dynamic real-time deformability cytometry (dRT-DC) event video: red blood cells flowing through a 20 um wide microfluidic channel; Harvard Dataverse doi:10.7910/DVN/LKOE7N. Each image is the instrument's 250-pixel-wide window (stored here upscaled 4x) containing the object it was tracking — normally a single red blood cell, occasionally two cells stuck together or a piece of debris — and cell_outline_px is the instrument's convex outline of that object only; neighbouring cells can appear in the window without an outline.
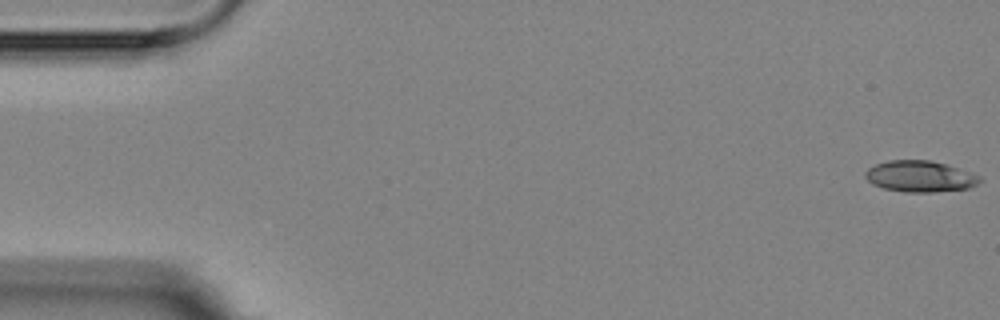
{"species": "Egyptian fruit bat (a non-hibernating species)", "species_latin": "Rousettus aegyptiacus", "temperature_condition": "room temperature", "stored_images_in_passage": 6, "camera_frame_rate_fps": 3000, "um_per_image_px": 0.085, "animal": {"sex": "female"}, "frame": {"image": 1, "passage_image": 1, "time_ms": 0.0, "image_size_px": [1000, 320], "cell_outline_px": [[984, 180], [968, 188], [936, 192], [904, 192], [884, 188], [872, 184], [864, 176], [864, 172], [868, 168], [876, 164], [888, 160], [928, 160], [944, 164], [972, 172], [980, 176]], "centroid_in_image_um": [78.2, 14.99], "position_along_channel_um": 6.8, "area_um2": 20.87}}
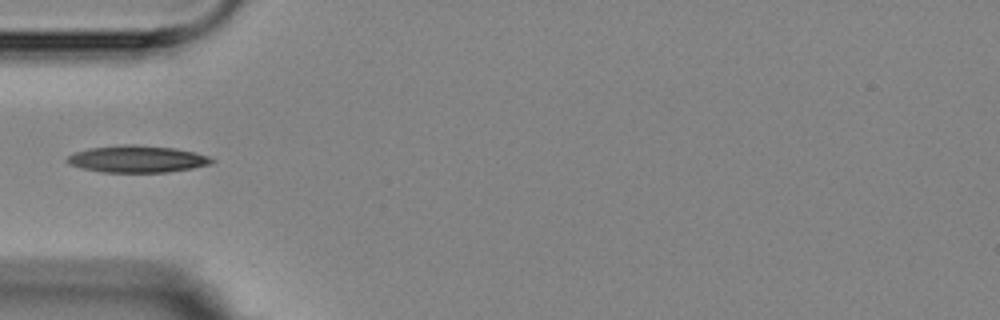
{"frame": {"image": 2, "passage_image": 5, "time_ms": 5.667, "image_size_px": [1000, 320], "cell_outline_px": [[216, 160], [208, 164], [192, 168], [168, 172], [100, 172], [80, 168], [68, 164], [64, 160], [68, 156], [76, 152], [88, 148], [124, 144], [136, 144], [176, 148], [196, 152], [208, 156]], "centroid_in_image_um": [11.63, 13.51], "position_along_channel_um": 73.4, "area_um2": 22.89}}
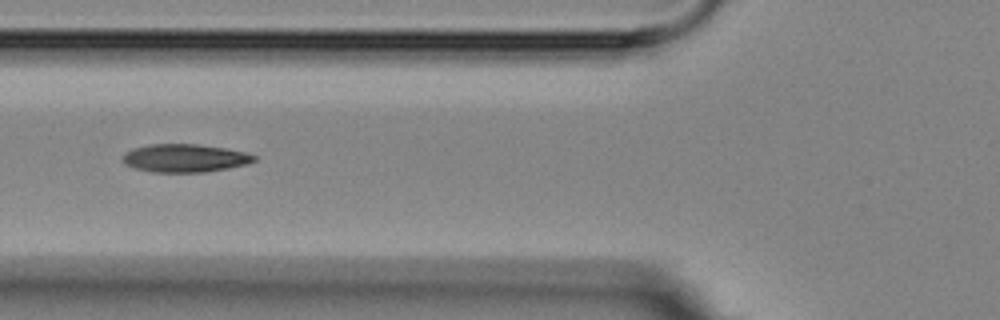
{"frame": {"image": 3, "passage_image": 6, "time_ms": 6.667, "image_size_px": [1000, 320], "cell_outline_px": [[256, 160], [248, 164], [228, 168], [204, 172], [152, 172], [136, 168], [124, 164], [124, 156], [132, 148], [152, 144], [200, 144], [224, 148], [244, 152], [256, 156]], "centroid_in_image_um": [15.74, 13.44], "position_along_channel_um": 110.1, "area_um2": 21.33}}